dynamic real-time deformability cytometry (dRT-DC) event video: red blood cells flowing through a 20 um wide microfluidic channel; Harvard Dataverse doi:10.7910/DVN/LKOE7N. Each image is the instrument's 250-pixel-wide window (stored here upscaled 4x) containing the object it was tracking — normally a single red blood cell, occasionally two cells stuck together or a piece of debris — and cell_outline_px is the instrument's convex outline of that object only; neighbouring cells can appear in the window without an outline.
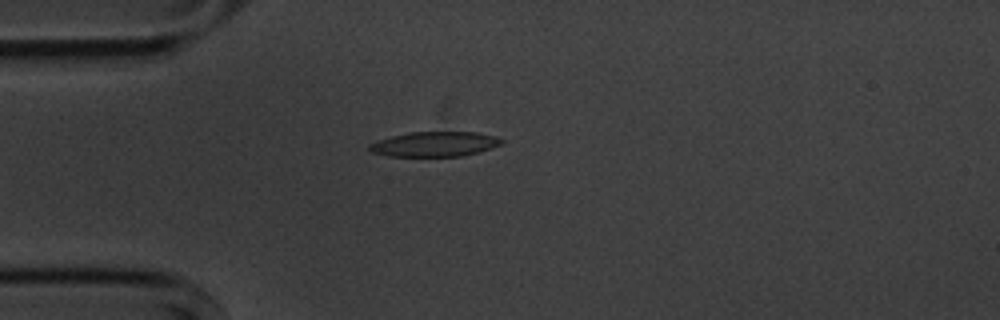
{"species": "common noctule bat (a hibernating species)", "species_latin": "Nyctalus noctula", "temperature_condition": "cold", "stored_images_in_passage": 3, "camera_frame_rate_fps": 3000, "um_per_image_px": 0.085, "animal": {"sex": "male", "body_mass_g": 20.1, "forearm_length_mm": 53.5}, "frame": {"image": 1, "passage_image": 2, "time_ms": 1.333, "image_size_px": [1000, 320], "cell_outline_px": [[504, 140], [500, 144], [492, 148], [460, 156], [388, 156], [372, 152], [368, 148], [368, 144], [392, 136], [412, 132], [476, 132], [496, 136]], "centroid_in_image_um": [36.95, 12.25], "position_along_channel_um": 48.1, "area_um2": 18.96}}